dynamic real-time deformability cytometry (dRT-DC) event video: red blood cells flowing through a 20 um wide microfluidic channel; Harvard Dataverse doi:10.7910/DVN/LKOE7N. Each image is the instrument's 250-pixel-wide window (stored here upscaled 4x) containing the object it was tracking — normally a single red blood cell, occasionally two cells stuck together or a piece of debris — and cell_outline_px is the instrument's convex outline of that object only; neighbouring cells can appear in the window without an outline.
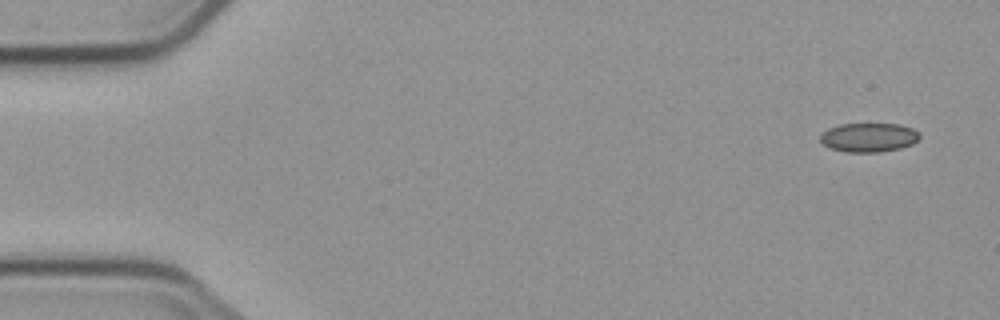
{"species": "common noctule bat (a hibernating species)", "species_latin": "Nyctalus noctula", "temperature_condition": "cold", "stored_images_in_passage": 5, "camera_frame_rate_fps": 3000, "um_per_image_px": 0.085, "animal": {"sex": "male", "body_mass_g": 23.1, "forearm_length_mm": 52.7}, "frame": {"image": 1, "passage_image": 1, "time_ms": 0.0, "image_size_px": [1000, 320], "cell_outline_px": [[920, 136], [912, 144], [900, 148], [880, 152], [844, 152], [828, 148], [820, 140], [820, 136], [828, 128], [840, 124], [900, 124], [912, 128], [920, 132]], "centroid_in_image_um": [73.84, 11.68], "position_along_channel_um": 11.2, "area_um2": 16.88}}
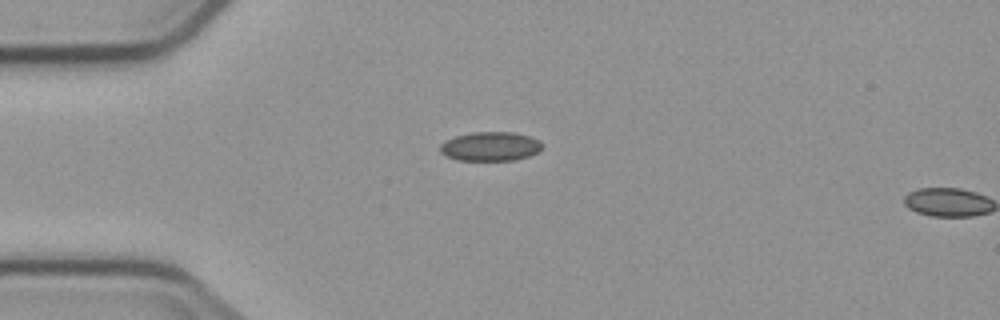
{"frame": {"image": 2, "passage_image": 4, "time_ms": 3.667, "image_size_px": [1000, 320], "cell_outline_px": [[544, 144], [536, 152], [528, 156], [512, 160], [456, 160], [444, 156], [440, 152], [440, 144], [444, 140], [456, 136], [472, 132], [512, 132], [528, 136], [540, 140]], "centroid_in_image_um": [41.63, 12.44], "position_along_channel_um": 43.4, "area_um2": 17.34}}